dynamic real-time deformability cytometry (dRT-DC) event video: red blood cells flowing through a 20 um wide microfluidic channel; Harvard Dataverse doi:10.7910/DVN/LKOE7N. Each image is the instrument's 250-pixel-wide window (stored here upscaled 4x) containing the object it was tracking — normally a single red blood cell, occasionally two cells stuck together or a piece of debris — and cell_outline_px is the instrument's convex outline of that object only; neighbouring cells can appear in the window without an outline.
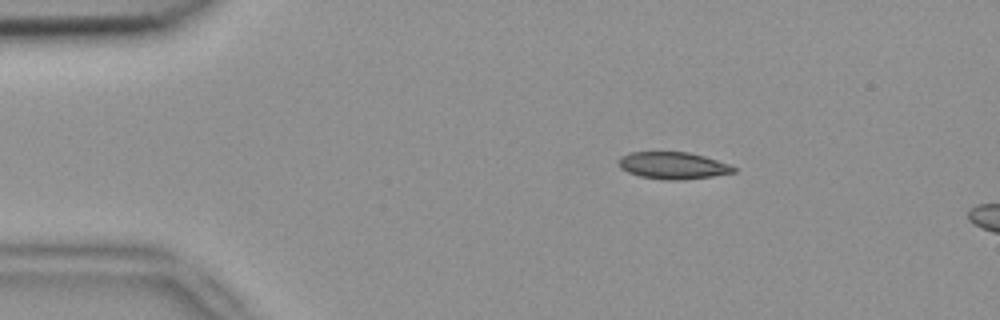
{"species": "common noctule bat (a hibernating species)", "species_latin": "Nyctalus noctula", "temperature_condition": "room temperature", "stored_images_in_passage": 3, "camera_frame_rate_fps": 3000, "um_per_image_px": 0.085, "animal": {"sex": "female", "body_mass_g": 18.4}, "frame": {"image": 1, "passage_image": 1, "time_ms": 0.0, "image_size_px": [1000, 320], "cell_outline_px": [[736, 172], [712, 176], [680, 180], [664, 180], [640, 176], [628, 172], [620, 168], [616, 164], [620, 156], [628, 152], [688, 152], [704, 156], [728, 164], [736, 168]], "centroid_in_image_um": [57.15, 14.07], "position_along_channel_um": 27.9, "area_um2": 18.15}}